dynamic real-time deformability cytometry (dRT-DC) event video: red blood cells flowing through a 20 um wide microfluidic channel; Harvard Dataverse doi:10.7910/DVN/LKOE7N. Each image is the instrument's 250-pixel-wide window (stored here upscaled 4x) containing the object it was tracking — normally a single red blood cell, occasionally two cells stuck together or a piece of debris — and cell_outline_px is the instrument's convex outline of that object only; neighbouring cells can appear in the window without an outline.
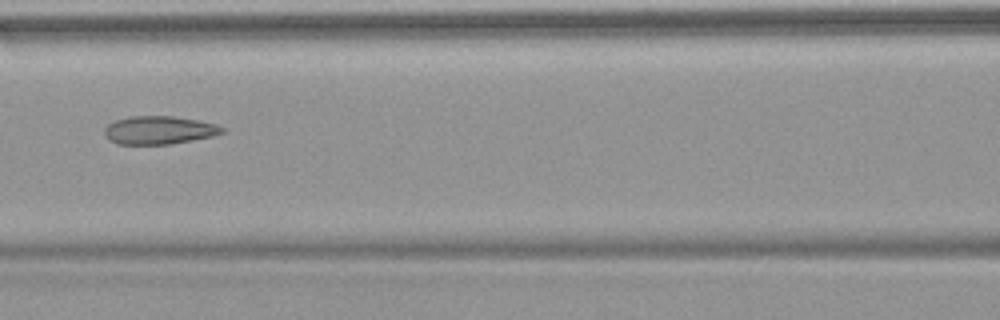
{"species": "common noctule bat (a hibernating species)", "species_latin": "Nyctalus noctula", "temperature_condition": "warm", "stored_images_in_passage": 3, "camera_frame_rate_fps": 3000, "um_per_image_px": 0.085, "animal": {"sex": "female", "body_mass_g": 18.4}, "frame": {"image": 1, "passage_image": 3, "time_ms": 2.333, "image_size_px": [1000, 320], "cell_outline_px": [[224, 132], [212, 136], [192, 140], [168, 144], [116, 144], [108, 140], [104, 136], [104, 128], [108, 124], [116, 120], [128, 116], [172, 116], [196, 120], [216, 124], [224, 128]], "centroid_in_image_um": [13.47, 11.06], "position_along_channel_um": 153.1, "area_um2": 19.31}}